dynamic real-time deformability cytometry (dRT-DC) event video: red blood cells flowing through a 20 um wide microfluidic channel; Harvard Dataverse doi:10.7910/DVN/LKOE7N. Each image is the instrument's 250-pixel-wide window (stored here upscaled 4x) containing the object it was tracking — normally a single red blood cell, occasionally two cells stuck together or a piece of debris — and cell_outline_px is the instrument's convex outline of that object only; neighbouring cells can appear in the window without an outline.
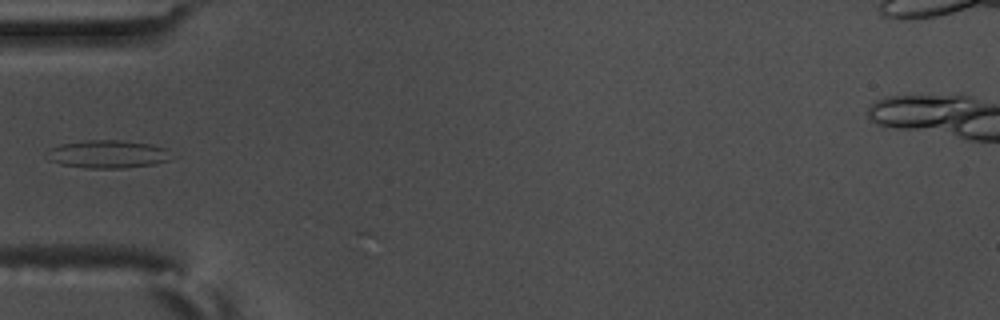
{"species": "common noctule bat (a hibernating species)", "species_latin": "Nyctalus noctula", "temperature_condition": "warm", "stored_images_in_passage": 15, "camera_frame_rate_fps": 3000, "um_per_image_px": 0.085, "animal": {"sex": "male", "body_mass_g": 17.5, "forearm_length_mm": 52.3}, "frame": {"image": 1, "passage_image": 3, "time_ms": 0.667, "image_size_px": [1000, 320], "cell_outline_px": [[172, 160], [156, 164], [124, 168], [84, 168], [60, 164], [48, 160], [48, 148], [60, 144], [88, 140], [120, 140], [152, 144], [164, 148], [172, 156]], "centroid_in_image_um": [9.16, 13.11], "position_along_channel_um": 75.8, "area_um2": 20.46}}
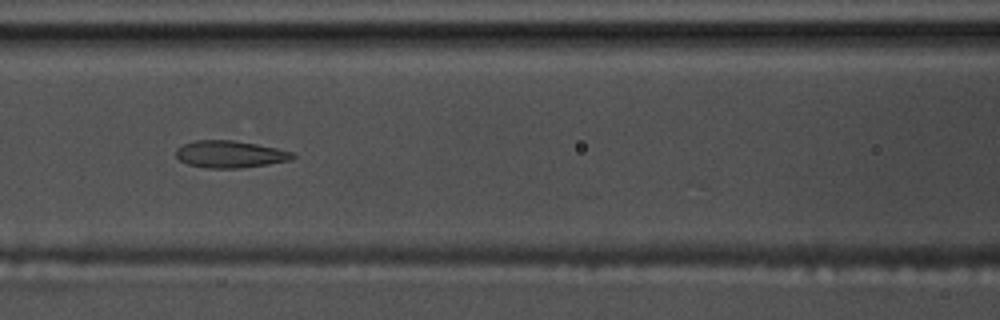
{"frame": {"image": 2, "passage_image": 9, "time_ms": 2.667, "image_size_px": [1000, 320], "cell_outline_px": [[296, 156], [292, 160], [268, 164], [240, 168], [204, 168], [188, 164], [180, 160], [176, 156], [176, 148], [184, 144], [196, 140], [232, 140], [256, 144], [276, 148], [292, 152]], "centroid_in_image_um": [19.55, 13.11], "position_along_channel_um": 147.1, "area_um2": 18.38}}
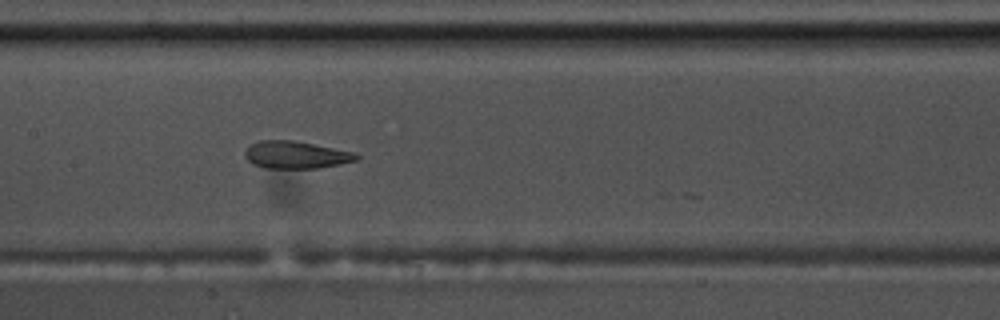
{"frame": {"image": 3, "passage_image": 12, "time_ms": 3.667, "image_size_px": [1000, 320], "cell_outline_px": [[360, 156], [356, 160], [340, 164], [316, 168], [264, 168], [252, 164], [244, 156], [244, 152], [248, 144], [260, 140], [296, 140], [356, 152]], "centroid_in_image_um": [25.13, 13.15], "position_along_channel_um": 182.3, "area_um2": 18.09}}